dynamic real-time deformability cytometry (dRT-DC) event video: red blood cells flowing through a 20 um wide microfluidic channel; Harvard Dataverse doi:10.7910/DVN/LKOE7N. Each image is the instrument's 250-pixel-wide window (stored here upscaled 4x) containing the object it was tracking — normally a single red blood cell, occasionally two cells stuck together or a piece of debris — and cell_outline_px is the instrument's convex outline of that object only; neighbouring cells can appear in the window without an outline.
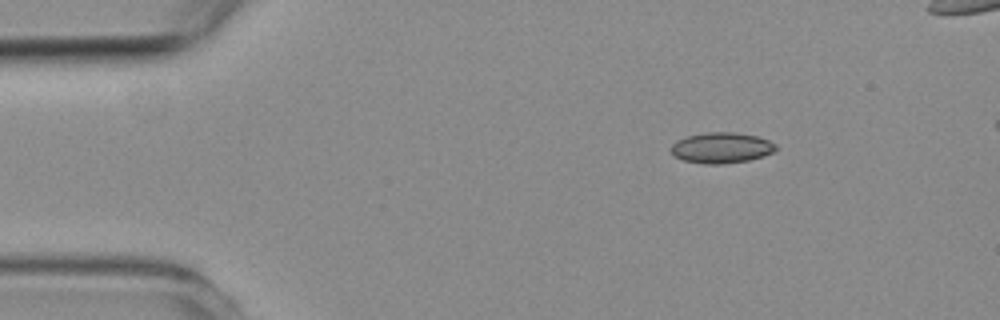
{"species": "common noctule bat (a hibernating species)", "species_latin": "Nyctalus noctula", "temperature_condition": "room temperature", "stored_images_in_passage": 2, "camera_frame_rate_fps": 3000, "um_per_image_px": 0.085, "animal": {"sex": "female", "body_mass_g": 19.3, "forearm_length_mm": 54.1}, "frame": {"image": 1, "passage_image": 2, "time_ms": 2.0, "image_size_px": [1000, 320], "cell_outline_px": [[776, 152], [764, 156], [748, 160], [724, 164], [704, 164], [684, 160], [672, 156], [672, 144], [676, 140], [688, 136], [708, 132], [736, 132], [756, 136], [768, 140], [776, 144]], "centroid_in_image_um": [61.34, 12.57], "position_along_channel_um": 23.7, "area_um2": 18.84}}